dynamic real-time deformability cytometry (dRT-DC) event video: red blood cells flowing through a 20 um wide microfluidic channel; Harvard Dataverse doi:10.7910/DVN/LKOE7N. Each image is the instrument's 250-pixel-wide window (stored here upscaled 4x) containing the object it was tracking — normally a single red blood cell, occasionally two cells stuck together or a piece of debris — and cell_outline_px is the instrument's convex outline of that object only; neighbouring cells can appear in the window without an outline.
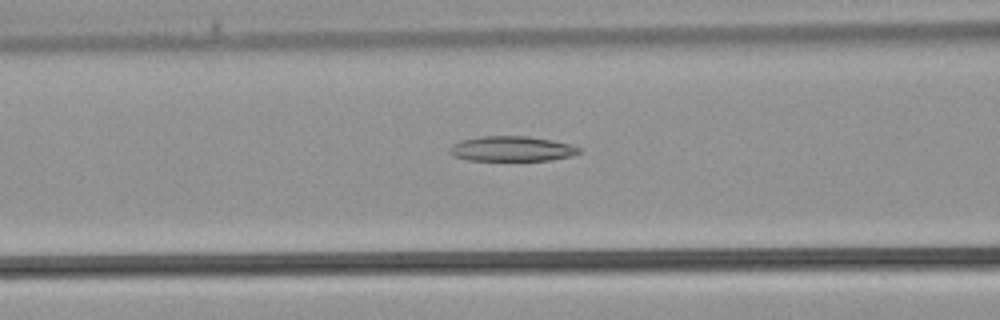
{"species": "common noctule bat (a hibernating species)", "species_latin": "Nyctalus noctula", "temperature_condition": "warm", "stored_images_in_passage": 30, "camera_frame_rate_fps": 3000, "um_per_image_px": 0.085, "animal": {"sex": "male", "body_mass_g": 21.5, "forearm_length_mm": 52.0}, "frame": {"image": 1, "passage_image": 8, "time_ms": 2.333, "image_size_px": [1000, 320], "cell_outline_px": [[580, 152], [572, 156], [552, 160], [468, 160], [452, 156], [448, 152], [448, 148], [452, 144], [460, 140], [480, 136], [528, 136], [552, 140], [568, 144], [580, 148]], "centroid_in_image_um": [43.44, 12.64], "position_along_channel_um": 123.2, "area_um2": 19.02}}
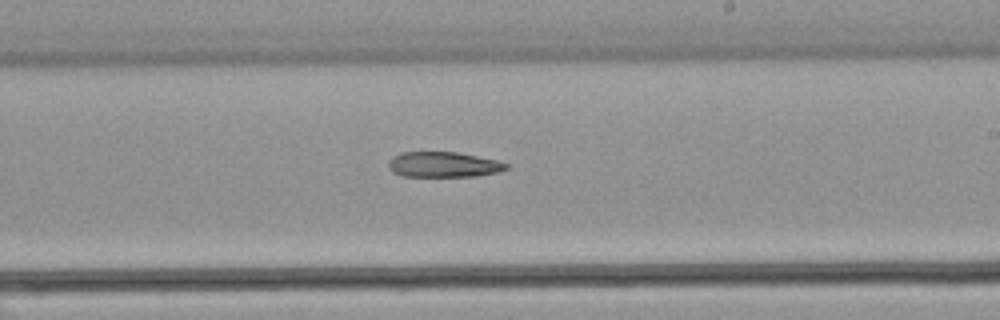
{"frame": {"image": 2, "passage_image": 15, "time_ms": 4.667, "image_size_px": [1000, 320], "cell_outline_px": [[508, 168], [496, 172], [476, 176], [404, 176], [392, 172], [388, 168], [388, 160], [392, 156], [400, 152], [456, 152], [496, 160], [508, 164]], "centroid_in_image_um": [37.63, 13.98], "position_along_channel_um": 251.4, "area_um2": 17.34}}
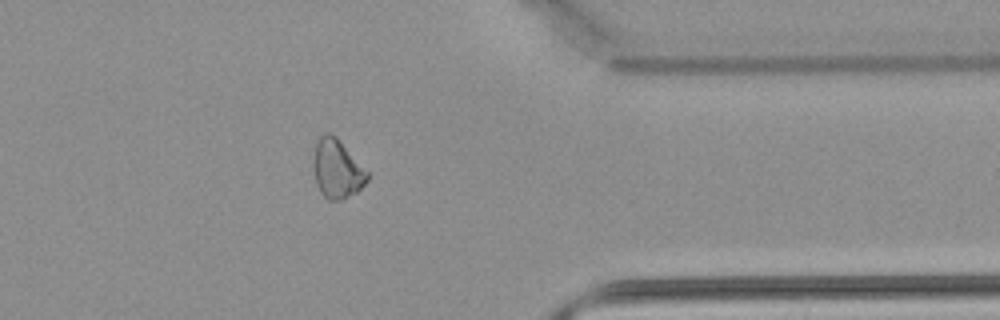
{"frame": {"image": 3, "passage_image": 23, "time_ms": 7.333, "image_size_px": [1000, 320], "cell_outline_px": [[368, 180], [356, 192], [340, 200], [328, 200], [320, 192], [316, 184], [312, 164], [312, 160], [316, 140], [324, 132], [328, 132], [336, 136], [368, 172]], "centroid_in_image_um": [28.6, 14.34], "position_along_channel_um": 382.8, "area_um2": 18.55}}